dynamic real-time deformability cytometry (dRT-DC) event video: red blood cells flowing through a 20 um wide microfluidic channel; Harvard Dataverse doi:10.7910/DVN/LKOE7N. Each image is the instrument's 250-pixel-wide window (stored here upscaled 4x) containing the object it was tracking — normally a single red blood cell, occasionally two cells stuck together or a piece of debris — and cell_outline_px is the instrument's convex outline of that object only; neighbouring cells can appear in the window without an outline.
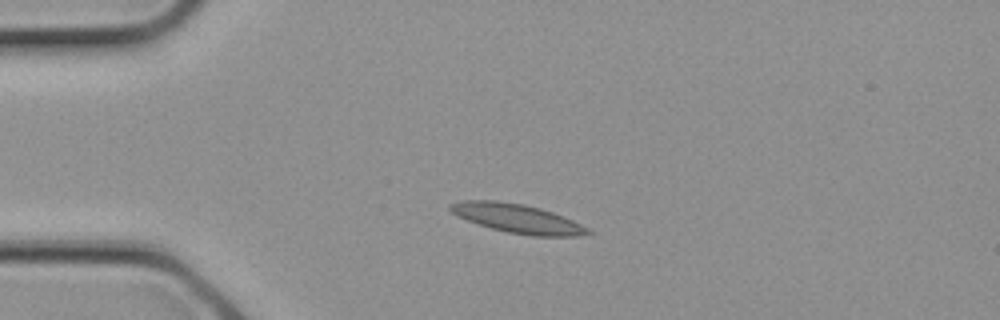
{"species": "common noctule bat (a hibernating species)", "species_latin": "Nyctalus noctula", "temperature_condition": "cold", "stored_images_in_passage": 8, "camera_frame_rate_fps": 3000, "um_per_image_px": 0.085, "animal": {"sex": "female", "body_mass_g": 21.9}, "frame": {"image": 1, "passage_image": 1, "time_ms": 0.0, "image_size_px": [1000, 320], "cell_outline_px": [[596, 232], [576, 236], [532, 236], [508, 232], [492, 228], [456, 216], [448, 208], [448, 204], [464, 200], [496, 200], [524, 204], [540, 208], [552, 212], [572, 220]], "centroid_in_image_um": [43.97, 18.56], "position_along_channel_um": 41.0, "area_um2": 23.12}}
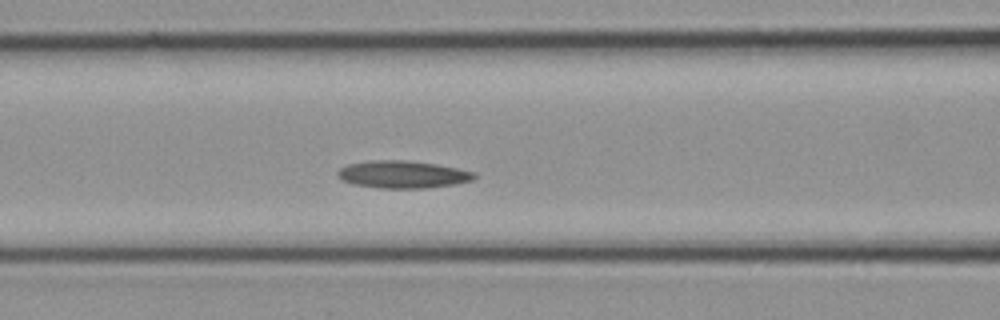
{"frame": {"image": 2, "passage_image": 6, "time_ms": 1.667, "image_size_px": [1000, 320], "cell_outline_px": [[476, 176], [472, 180], [452, 184], [424, 188], [380, 188], [352, 184], [344, 180], [336, 172], [340, 168], [348, 164], [368, 160], [408, 160], [436, 164], [476, 172]], "centroid_in_image_um": [34.22, 14.81], "position_along_channel_um": 132.4, "area_um2": 21.68}}
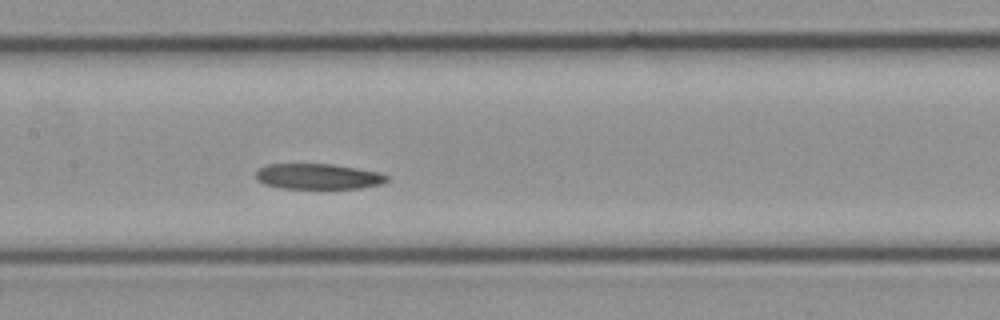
{"frame": {"image": 3, "passage_image": 8, "time_ms": 2.333, "image_size_px": [1000, 320], "cell_outline_px": [[388, 180], [380, 184], [360, 188], [280, 188], [264, 184], [256, 180], [256, 172], [260, 168], [268, 164], [332, 164], [380, 172], [388, 176]], "centroid_in_image_um": [27.02, 15.0], "position_along_channel_um": 180.4, "area_um2": 19.42}}